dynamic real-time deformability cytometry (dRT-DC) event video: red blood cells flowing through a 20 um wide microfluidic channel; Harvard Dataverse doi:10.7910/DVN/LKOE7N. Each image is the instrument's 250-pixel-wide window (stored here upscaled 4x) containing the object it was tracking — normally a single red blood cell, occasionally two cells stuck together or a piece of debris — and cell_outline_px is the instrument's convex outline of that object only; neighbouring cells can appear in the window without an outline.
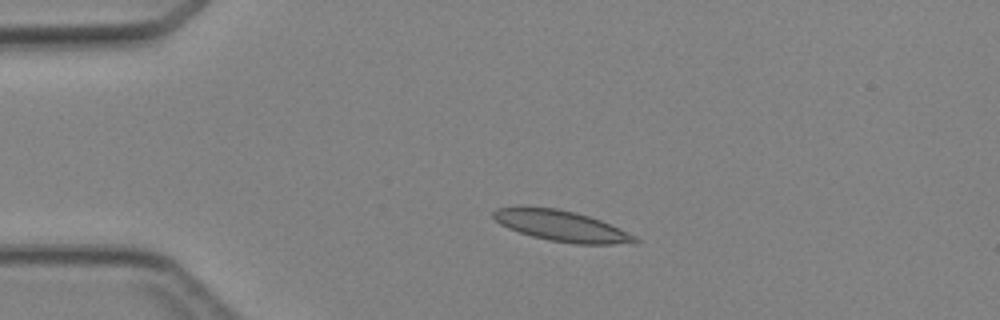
{"species": "Egyptian fruit bat (a non-hibernating species)", "species_latin": "Rousettus aegyptiacus", "temperature_condition": "cold", "stored_images_in_passage": 3, "camera_frame_rate_fps": 3000, "um_per_image_px": 0.085, "animal": {"sex": "female"}, "frame": {"image": 1, "passage_image": 2, "time_ms": 1.333, "image_size_px": [1000, 320], "cell_outline_px": [[640, 240], [636, 244], [576, 244], [548, 240], [532, 236], [508, 228], [500, 224], [492, 216], [492, 212], [496, 208], [516, 204], [520, 204], [556, 208], [588, 216], [600, 220], [636, 236]], "centroid_in_image_um": [47.66, 19.18], "position_along_channel_um": 37.3, "area_um2": 25.84}}